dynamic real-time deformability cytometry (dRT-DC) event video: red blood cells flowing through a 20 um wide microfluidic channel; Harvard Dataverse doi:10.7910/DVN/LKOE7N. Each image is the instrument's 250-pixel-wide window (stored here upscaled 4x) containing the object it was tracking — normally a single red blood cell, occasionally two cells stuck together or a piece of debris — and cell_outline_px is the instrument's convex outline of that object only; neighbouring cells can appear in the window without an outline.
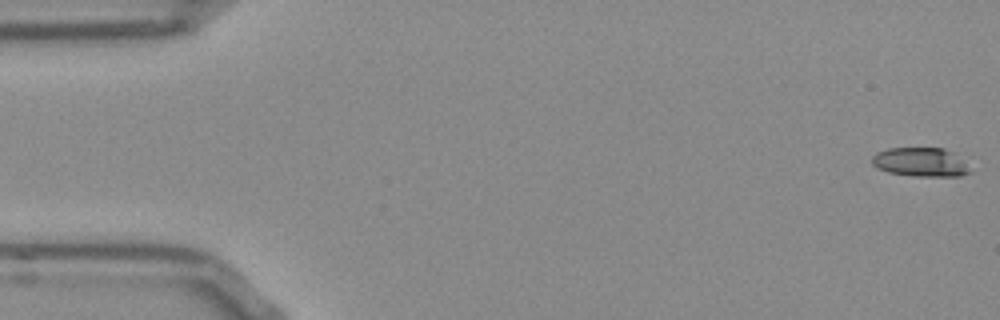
{"species": "Egyptian fruit bat (a non-hibernating species)", "species_latin": "Rousettus aegyptiacus", "temperature_condition": "room temperature", "stored_images_in_passage": 8, "camera_frame_rate_fps": 3000, "um_per_image_px": 0.085, "frame": {"image": 1, "passage_image": 1, "time_ms": 0.0, "image_size_px": [1000, 320], "cell_outline_px": [[972, 172], [960, 176], [912, 176], [888, 172], [876, 168], [872, 164], [872, 156], [876, 152], [888, 148], [944, 148], [952, 152]], "centroid_in_image_um": [78.18, 13.78], "position_along_channel_um": 6.8, "area_um2": 16.42}}